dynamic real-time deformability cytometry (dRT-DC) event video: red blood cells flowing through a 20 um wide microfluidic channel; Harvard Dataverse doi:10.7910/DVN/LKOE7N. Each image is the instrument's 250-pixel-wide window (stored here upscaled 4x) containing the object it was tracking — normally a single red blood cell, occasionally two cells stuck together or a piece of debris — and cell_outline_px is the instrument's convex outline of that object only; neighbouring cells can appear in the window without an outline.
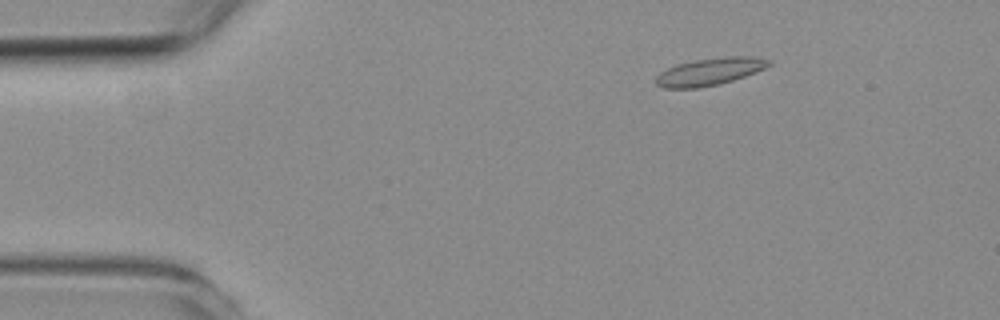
{"species": "common noctule bat (a hibernating species)", "species_latin": "Nyctalus noctula", "temperature_condition": "room temperature", "stored_images_in_passage": 5, "camera_frame_rate_fps": 3000, "um_per_image_px": 0.085, "animal": {"sex": "female", "body_mass_g": 19.3, "forearm_length_mm": 54.1}, "frame": {"image": 1, "passage_image": 3, "time_ms": 2.333, "image_size_px": [1000, 320], "cell_outline_px": [[772, 64], [756, 72], [720, 84], [696, 88], [664, 88], [656, 84], [656, 76], [660, 72], [676, 64], [692, 60], [724, 56], [752, 56], [772, 60]], "centroid_in_image_um": [60.34, 6.07], "position_along_channel_um": 24.7, "area_um2": 18.09}}